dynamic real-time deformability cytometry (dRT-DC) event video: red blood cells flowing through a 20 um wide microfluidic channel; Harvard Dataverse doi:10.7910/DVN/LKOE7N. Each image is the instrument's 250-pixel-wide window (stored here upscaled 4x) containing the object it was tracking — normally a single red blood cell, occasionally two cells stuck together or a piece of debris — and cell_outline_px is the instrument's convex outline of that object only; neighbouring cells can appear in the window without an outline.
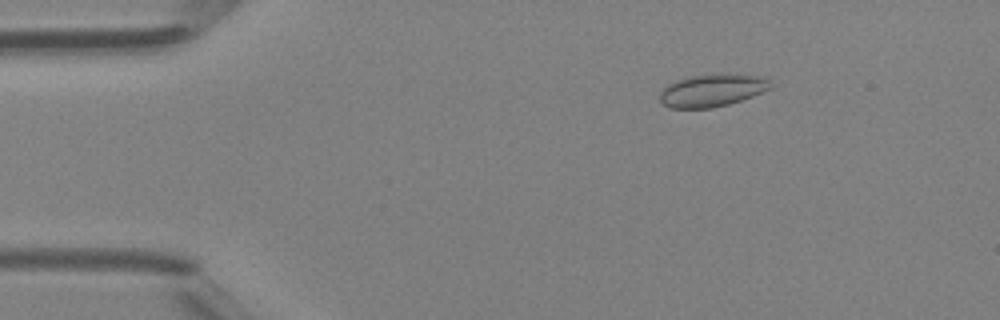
{"species": "Egyptian fruit bat (a non-hibernating species)", "species_latin": "Rousettus aegyptiacus", "temperature_condition": "room temperature", "stored_images_in_passage": 43, "camera_frame_rate_fps": 3000, "um_per_image_px": 0.085, "animal": {"sex": "female"}, "frame": {"image": 1, "passage_image": 3, "time_ms": 0.667, "image_size_px": [1000, 320], "cell_outline_px": [[772, 88], [752, 96], [728, 104], [712, 108], [672, 108], [664, 104], [660, 100], [660, 92], [668, 84], [676, 80], [688, 76], [724, 72], [728, 72], [768, 76]], "centroid_in_image_um": [60.59, 7.63], "position_along_channel_um": 24.4, "area_um2": 21.5}}
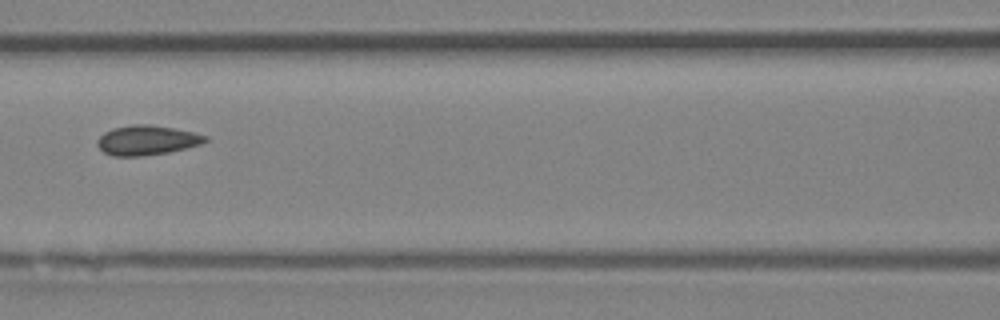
{"frame": {"image": 2, "passage_image": 17, "time_ms": 5.333, "image_size_px": [1000, 320], "cell_outline_px": [[208, 140], [200, 144], [168, 152], [140, 156], [112, 156], [104, 152], [96, 144], [96, 140], [104, 132], [112, 128], [132, 124], [148, 124], [172, 128], [192, 132], [208, 136]], "centroid_in_image_um": [12.44, 11.91], "position_along_channel_um": 154.2, "area_um2": 18.55}}
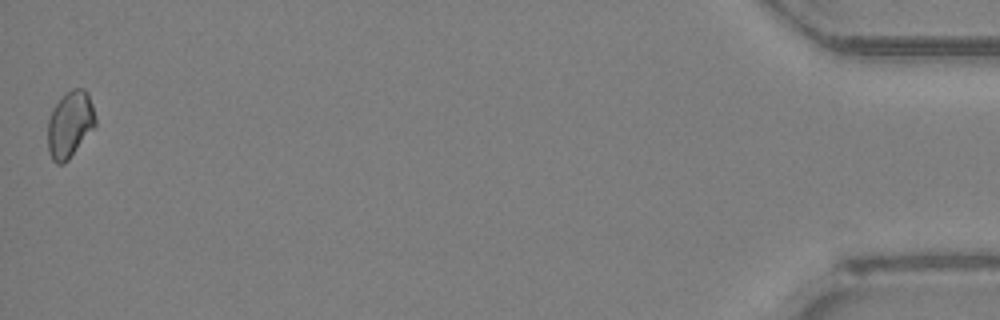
{"frame": {"image": 3, "passage_image": 43, "time_ms": 14.0, "image_size_px": [1000, 320], "cell_outline_px": [[96, 124], [68, 160], [64, 164], [56, 164], [52, 160], [48, 152], [48, 120], [52, 108], [72, 88], [84, 88], [88, 92], [96, 116]], "centroid_in_image_um": [5.94, 10.58], "position_along_channel_um": 429.3, "area_um2": 18.38}, "authors_computed_cell_mechanics": {"area_um2": 18.4382, "velocity_mm_per_s": 4.3111, "shape_relaxation_time_tau1_ms": null, "shape_relaxation_time_tau2_ms": 4.427, "deformation_change_tau1": null, "deformation_change_tau2": 0.0577}}